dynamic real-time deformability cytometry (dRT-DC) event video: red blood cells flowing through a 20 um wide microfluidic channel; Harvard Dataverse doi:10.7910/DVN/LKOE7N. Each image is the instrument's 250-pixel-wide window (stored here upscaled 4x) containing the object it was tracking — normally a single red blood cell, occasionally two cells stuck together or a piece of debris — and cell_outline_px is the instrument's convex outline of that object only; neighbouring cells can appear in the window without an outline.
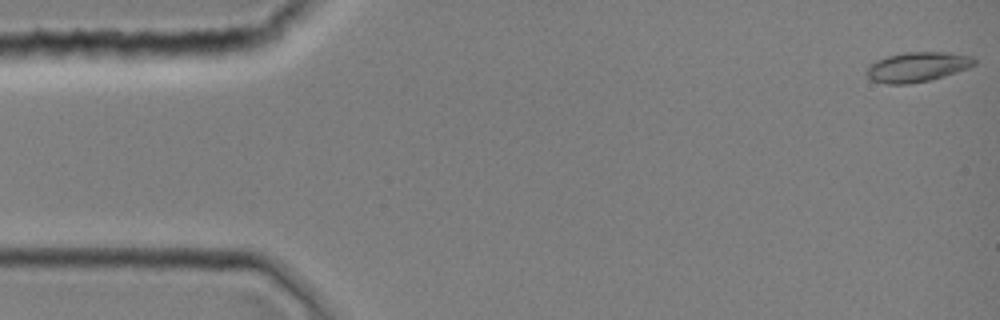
{"species": "common noctule bat (a hibernating species)", "species_latin": "Nyctalus noctula", "temperature_condition": "room temperature", "stored_images_in_passage": 3, "camera_frame_rate_fps": 3000, "um_per_image_px": 0.085, "animal": {"sex": "female", "body_mass_g": 19.0, "forearm_length_mm": 51.5}, "frame": {"image": 1, "passage_image": 1, "time_ms": 0.0, "image_size_px": [1000, 320], "cell_outline_px": [[976, 64], [968, 68], [944, 76], [928, 80], [908, 84], [884, 84], [872, 80], [864, 72], [876, 60], [888, 56], [904, 52], [948, 52], [972, 56], [976, 60]], "centroid_in_image_um": [77.98, 5.68], "position_along_channel_um": 7.0, "area_um2": 18.67}}